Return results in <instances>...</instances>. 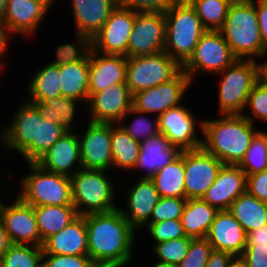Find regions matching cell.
<instances>
[{
  "mask_svg": "<svg viewBox=\"0 0 267 267\" xmlns=\"http://www.w3.org/2000/svg\"><path fill=\"white\" fill-rule=\"evenodd\" d=\"M12 245L8 233L5 231L4 225L0 220V258Z\"/></svg>",
  "mask_w": 267,
  "mask_h": 267,
  "instance_id": "11a10c76",
  "label": "cell"
},
{
  "mask_svg": "<svg viewBox=\"0 0 267 267\" xmlns=\"http://www.w3.org/2000/svg\"><path fill=\"white\" fill-rule=\"evenodd\" d=\"M55 59L45 66H40L33 72L30 81L26 83L27 97L23 98L27 102H43L47 99H52L62 96L60 86L59 72V45L54 51Z\"/></svg>",
  "mask_w": 267,
  "mask_h": 267,
  "instance_id": "f1b7e54d",
  "label": "cell"
},
{
  "mask_svg": "<svg viewBox=\"0 0 267 267\" xmlns=\"http://www.w3.org/2000/svg\"><path fill=\"white\" fill-rule=\"evenodd\" d=\"M215 76L219 78L217 113L219 115L243 114L248 95L261 79V63L255 60L237 59Z\"/></svg>",
  "mask_w": 267,
  "mask_h": 267,
  "instance_id": "8992f818",
  "label": "cell"
},
{
  "mask_svg": "<svg viewBox=\"0 0 267 267\" xmlns=\"http://www.w3.org/2000/svg\"><path fill=\"white\" fill-rule=\"evenodd\" d=\"M166 41L164 51L181 66L190 58L207 31L186 0H177L165 12Z\"/></svg>",
  "mask_w": 267,
  "mask_h": 267,
  "instance_id": "277c9868",
  "label": "cell"
},
{
  "mask_svg": "<svg viewBox=\"0 0 267 267\" xmlns=\"http://www.w3.org/2000/svg\"><path fill=\"white\" fill-rule=\"evenodd\" d=\"M195 9L206 30L219 31L234 0H186Z\"/></svg>",
  "mask_w": 267,
  "mask_h": 267,
  "instance_id": "74e56055",
  "label": "cell"
},
{
  "mask_svg": "<svg viewBox=\"0 0 267 267\" xmlns=\"http://www.w3.org/2000/svg\"><path fill=\"white\" fill-rule=\"evenodd\" d=\"M247 176L238 165H223L202 199L218 211L228 210L246 192Z\"/></svg>",
  "mask_w": 267,
  "mask_h": 267,
  "instance_id": "d4e9b609",
  "label": "cell"
},
{
  "mask_svg": "<svg viewBox=\"0 0 267 267\" xmlns=\"http://www.w3.org/2000/svg\"><path fill=\"white\" fill-rule=\"evenodd\" d=\"M12 202L5 201L0 212L5 231L12 244L41 246L34 206L25 203L18 195ZM14 200V201H13Z\"/></svg>",
  "mask_w": 267,
  "mask_h": 267,
  "instance_id": "2e32d148",
  "label": "cell"
},
{
  "mask_svg": "<svg viewBox=\"0 0 267 267\" xmlns=\"http://www.w3.org/2000/svg\"><path fill=\"white\" fill-rule=\"evenodd\" d=\"M108 172L81 168L70 177L72 203L78 215L107 212L119 207L115 201L116 184Z\"/></svg>",
  "mask_w": 267,
  "mask_h": 267,
  "instance_id": "5b68a950",
  "label": "cell"
},
{
  "mask_svg": "<svg viewBox=\"0 0 267 267\" xmlns=\"http://www.w3.org/2000/svg\"><path fill=\"white\" fill-rule=\"evenodd\" d=\"M234 258L228 252L213 249L205 267H227Z\"/></svg>",
  "mask_w": 267,
  "mask_h": 267,
  "instance_id": "816d5d0a",
  "label": "cell"
},
{
  "mask_svg": "<svg viewBox=\"0 0 267 267\" xmlns=\"http://www.w3.org/2000/svg\"><path fill=\"white\" fill-rule=\"evenodd\" d=\"M217 212L215 207L202 198L187 199L180 219L186 236L205 238Z\"/></svg>",
  "mask_w": 267,
  "mask_h": 267,
  "instance_id": "f546056e",
  "label": "cell"
},
{
  "mask_svg": "<svg viewBox=\"0 0 267 267\" xmlns=\"http://www.w3.org/2000/svg\"><path fill=\"white\" fill-rule=\"evenodd\" d=\"M67 3L72 10L75 27V39L67 44L83 45L102 29L118 0H70Z\"/></svg>",
  "mask_w": 267,
  "mask_h": 267,
  "instance_id": "ac0fdd59",
  "label": "cell"
},
{
  "mask_svg": "<svg viewBox=\"0 0 267 267\" xmlns=\"http://www.w3.org/2000/svg\"><path fill=\"white\" fill-rule=\"evenodd\" d=\"M265 59L264 61L262 60L261 63V78L267 83V54L263 58Z\"/></svg>",
  "mask_w": 267,
  "mask_h": 267,
  "instance_id": "9f6ffc18",
  "label": "cell"
},
{
  "mask_svg": "<svg viewBox=\"0 0 267 267\" xmlns=\"http://www.w3.org/2000/svg\"><path fill=\"white\" fill-rule=\"evenodd\" d=\"M180 153L179 148L173 146L162 133H158L140 142V152L130 172L135 174L134 171H143L144 174L137 177L151 179L159 170L175 160Z\"/></svg>",
  "mask_w": 267,
  "mask_h": 267,
  "instance_id": "4316f807",
  "label": "cell"
},
{
  "mask_svg": "<svg viewBox=\"0 0 267 267\" xmlns=\"http://www.w3.org/2000/svg\"><path fill=\"white\" fill-rule=\"evenodd\" d=\"M219 31L237 59L261 62L267 54L252 0H234Z\"/></svg>",
  "mask_w": 267,
  "mask_h": 267,
  "instance_id": "3957f363",
  "label": "cell"
},
{
  "mask_svg": "<svg viewBox=\"0 0 267 267\" xmlns=\"http://www.w3.org/2000/svg\"><path fill=\"white\" fill-rule=\"evenodd\" d=\"M86 229L88 256L97 267H128L134 261L138 234L119 207L86 215Z\"/></svg>",
  "mask_w": 267,
  "mask_h": 267,
  "instance_id": "6da1fadb",
  "label": "cell"
},
{
  "mask_svg": "<svg viewBox=\"0 0 267 267\" xmlns=\"http://www.w3.org/2000/svg\"><path fill=\"white\" fill-rule=\"evenodd\" d=\"M182 66L165 51L128 58L126 84L131 94L152 88L174 78Z\"/></svg>",
  "mask_w": 267,
  "mask_h": 267,
  "instance_id": "30bf717a",
  "label": "cell"
},
{
  "mask_svg": "<svg viewBox=\"0 0 267 267\" xmlns=\"http://www.w3.org/2000/svg\"><path fill=\"white\" fill-rule=\"evenodd\" d=\"M228 210L246 233L267 224V203L247 191L237 197Z\"/></svg>",
  "mask_w": 267,
  "mask_h": 267,
  "instance_id": "d6a6232c",
  "label": "cell"
},
{
  "mask_svg": "<svg viewBox=\"0 0 267 267\" xmlns=\"http://www.w3.org/2000/svg\"><path fill=\"white\" fill-rule=\"evenodd\" d=\"M212 250L206 238H192L186 256L177 267H205Z\"/></svg>",
  "mask_w": 267,
  "mask_h": 267,
  "instance_id": "f6af8a7d",
  "label": "cell"
},
{
  "mask_svg": "<svg viewBox=\"0 0 267 267\" xmlns=\"http://www.w3.org/2000/svg\"><path fill=\"white\" fill-rule=\"evenodd\" d=\"M219 116L203 119L202 147L224 165H238L260 129L242 114Z\"/></svg>",
  "mask_w": 267,
  "mask_h": 267,
  "instance_id": "7a4b0ae2",
  "label": "cell"
},
{
  "mask_svg": "<svg viewBox=\"0 0 267 267\" xmlns=\"http://www.w3.org/2000/svg\"><path fill=\"white\" fill-rule=\"evenodd\" d=\"M59 72L62 96L89 100V46L87 44H59Z\"/></svg>",
  "mask_w": 267,
  "mask_h": 267,
  "instance_id": "ba28073f",
  "label": "cell"
},
{
  "mask_svg": "<svg viewBox=\"0 0 267 267\" xmlns=\"http://www.w3.org/2000/svg\"><path fill=\"white\" fill-rule=\"evenodd\" d=\"M11 39L7 36L5 29L3 28L2 24L0 23V75L2 74L1 72L5 71L4 68V60L5 54L9 53L7 52L9 50V41Z\"/></svg>",
  "mask_w": 267,
  "mask_h": 267,
  "instance_id": "db71d44e",
  "label": "cell"
},
{
  "mask_svg": "<svg viewBox=\"0 0 267 267\" xmlns=\"http://www.w3.org/2000/svg\"><path fill=\"white\" fill-rule=\"evenodd\" d=\"M21 102L13 111L12 119L0 131V145L6 154L15 151L20 156L35 140L36 106L25 100Z\"/></svg>",
  "mask_w": 267,
  "mask_h": 267,
  "instance_id": "44dd1931",
  "label": "cell"
},
{
  "mask_svg": "<svg viewBox=\"0 0 267 267\" xmlns=\"http://www.w3.org/2000/svg\"><path fill=\"white\" fill-rule=\"evenodd\" d=\"M227 267H245L243 261L239 257H235Z\"/></svg>",
  "mask_w": 267,
  "mask_h": 267,
  "instance_id": "6f0895ef",
  "label": "cell"
},
{
  "mask_svg": "<svg viewBox=\"0 0 267 267\" xmlns=\"http://www.w3.org/2000/svg\"><path fill=\"white\" fill-rule=\"evenodd\" d=\"M166 23L164 12H135L127 58L154 55L164 51Z\"/></svg>",
  "mask_w": 267,
  "mask_h": 267,
  "instance_id": "9a60e30c",
  "label": "cell"
},
{
  "mask_svg": "<svg viewBox=\"0 0 267 267\" xmlns=\"http://www.w3.org/2000/svg\"><path fill=\"white\" fill-rule=\"evenodd\" d=\"M50 9L37 0H7L1 24L7 36L18 35L22 38H33L41 27Z\"/></svg>",
  "mask_w": 267,
  "mask_h": 267,
  "instance_id": "d6986e66",
  "label": "cell"
},
{
  "mask_svg": "<svg viewBox=\"0 0 267 267\" xmlns=\"http://www.w3.org/2000/svg\"><path fill=\"white\" fill-rule=\"evenodd\" d=\"M130 118V122L127 121ZM134 116V117H133ZM150 118V119H149ZM128 122V124H127ZM118 125L134 140L141 142L160 133L159 119L151 114L140 112L131 107L127 114L119 121Z\"/></svg>",
  "mask_w": 267,
  "mask_h": 267,
  "instance_id": "8d00e7d4",
  "label": "cell"
},
{
  "mask_svg": "<svg viewBox=\"0 0 267 267\" xmlns=\"http://www.w3.org/2000/svg\"><path fill=\"white\" fill-rule=\"evenodd\" d=\"M87 122L82 134L77 128L82 168L110 172L113 169L112 123Z\"/></svg>",
  "mask_w": 267,
  "mask_h": 267,
  "instance_id": "5bb4252c",
  "label": "cell"
},
{
  "mask_svg": "<svg viewBox=\"0 0 267 267\" xmlns=\"http://www.w3.org/2000/svg\"><path fill=\"white\" fill-rule=\"evenodd\" d=\"M112 168L124 172L131 171L140 152V142L134 140L119 125L112 123Z\"/></svg>",
  "mask_w": 267,
  "mask_h": 267,
  "instance_id": "d590c367",
  "label": "cell"
},
{
  "mask_svg": "<svg viewBox=\"0 0 267 267\" xmlns=\"http://www.w3.org/2000/svg\"><path fill=\"white\" fill-rule=\"evenodd\" d=\"M152 267H177V265L169 264V263H164L155 260V263H151Z\"/></svg>",
  "mask_w": 267,
  "mask_h": 267,
  "instance_id": "680465c9",
  "label": "cell"
},
{
  "mask_svg": "<svg viewBox=\"0 0 267 267\" xmlns=\"http://www.w3.org/2000/svg\"><path fill=\"white\" fill-rule=\"evenodd\" d=\"M192 112L187 105L181 104L168 109L158 117L160 133L181 151L202 147L203 119L195 118L196 114Z\"/></svg>",
  "mask_w": 267,
  "mask_h": 267,
  "instance_id": "8fae6325",
  "label": "cell"
},
{
  "mask_svg": "<svg viewBox=\"0 0 267 267\" xmlns=\"http://www.w3.org/2000/svg\"><path fill=\"white\" fill-rule=\"evenodd\" d=\"M192 237L184 236L157 243L151 248L157 261L178 265L186 256Z\"/></svg>",
  "mask_w": 267,
  "mask_h": 267,
  "instance_id": "60d3db41",
  "label": "cell"
},
{
  "mask_svg": "<svg viewBox=\"0 0 267 267\" xmlns=\"http://www.w3.org/2000/svg\"><path fill=\"white\" fill-rule=\"evenodd\" d=\"M237 58L220 31L207 30L190 58L182 65V70L193 84L195 75L207 73L215 75L232 65Z\"/></svg>",
  "mask_w": 267,
  "mask_h": 267,
  "instance_id": "9c48e42d",
  "label": "cell"
},
{
  "mask_svg": "<svg viewBox=\"0 0 267 267\" xmlns=\"http://www.w3.org/2000/svg\"><path fill=\"white\" fill-rule=\"evenodd\" d=\"M186 198L160 197L147 223H158L165 220L181 219Z\"/></svg>",
  "mask_w": 267,
  "mask_h": 267,
  "instance_id": "ee69618b",
  "label": "cell"
},
{
  "mask_svg": "<svg viewBox=\"0 0 267 267\" xmlns=\"http://www.w3.org/2000/svg\"><path fill=\"white\" fill-rule=\"evenodd\" d=\"M132 101L133 95L127 84L117 83L89 98L84 106L88 111L85 121L117 124L132 107Z\"/></svg>",
  "mask_w": 267,
  "mask_h": 267,
  "instance_id": "ffe728a7",
  "label": "cell"
},
{
  "mask_svg": "<svg viewBox=\"0 0 267 267\" xmlns=\"http://www.w3.org/2000/svg\"><path fill=\"white\" fill-rule=\"evenodd\" d=\"M239 258L245 267H267V245H246Z\"/></svg>",
  "mask_w": 267,
  "mask_h": 267,
  "instance_id": "c3c4849f",
  "label": "cell"
},
{
  "mask_svg": "<svg viewBox=\"0 0 267 267\" xmlns=\"http://www.w3.org/2000/svg\"><path fill=\"white\" fill-rule=\"evenodd\" d=\"M246 245H267V224L248 232Z\"/></svg>",
  "mask_w": 267,
  "mask_h": 267,
  "instance_id": "f5cc1de1",
  "label": "cell"
},
{
  "mask_svg": "<svg viewBox=\"0 0 267 267\" xmlns=\"http://www.w3.org/2000/svg\"><path fill=\"white\" fill-rule=\"evenodd\" d=\"M184 150L152 178L160 197L186 198L184 184Z\"/></svg>",
  "mask_w": 267,
  "mask_h": 267,
  "instance_id": "e575fe53",
  "label": "cell"
},
{
  "mask_svg": "<svg viewBox=\"0 0 267 267\" xmlns=\"http://www.w3.org/2000/svg\"><path fill=\"white\" fill-rule=\"evenodd\" d=\"M42 267H97L88 255L43 254Z\"/></svg>",
  "mask_w": 267,
  "mask_h": 267,
  "instance_id": "bcb514c9",
  "label": "cell"
},
{
  "mask_svg": "<svg viewBox=\"0 0 267 267\" xmlns=\"http://www.w3.org/2000/svg\"><path fill=\"white\" fill-rule=\"evenodd\" d=\"M6 5H7V0H0V22L5 13Z\"/></svg>",
  "mask_w": 267,
  "mask_h": 267,
  "instance_id": "91938a15",
  "label": "cell"
},
{
  "mask_svg": "<svg viewBox=\"0 0 267 267\" xmlns=\"http://www.w3.org/2000/svg\"><path fill=\"white\" fill-rule=\"evenodd\" d=\"M135 11L117 5L102 29L87 43L94 51L105 55L127 57L128 42L133 31Z\"/></svg>",
  "mask_w": 267,
  "mask_h": 267,
  "instance_id": "4fadbf2b",
  "label": "cell"
},
{
  "mask_svg": "<svg viewBox=\"0 0 267 267\" xmlns=\"http://www.w3.org/2000/svg\"><path fill=\"white\" fill-rule=\"evenodd\" d=\"M34 213L41 237V247L48 237L60 232L78 216L74 205L34 206Z\"/></svg>",
  "mask_w": 267,
  "mask_h": 267,
  "instance_id": "1f68e13d",
  "label": "cell"
},
{
  "mask_svg": "<svg viewBox=\"0 0 267 267\" xmlns=\"http://www.w3.org/2000/svg\"><path fill=\"white\" fill-rule=\"evenodd\" d=\"M35 163L47 171L73 176L82 168L78 133L63 134Z\"/></svg>",
  "mask_w": 267,
  "mask_h": 267,
  "instance_id": "603a6c76",
  "label": "cell"
},
{
  "mask_svg": "<svg viewBox=\"0 0 267 267\" xmlns=\"http://www.w3.org/2000/svg\"><path fill=\"white\" fill-rule=\"evenodd\" d=\"M42 248L43 254L88 255L86 215H78L60 232L48 237Z\"/></svg>",
  "mask_w": 267,
  "mask_h": 267,
  "instance_id": "83f0119b",
  "label": "cell"
},
{
  "mask_svg": "<svg viewBox=\"0 0 267 267\" xmlns=\"http://www.w3.org/2000/svg\"><path fill=\"white\" fill-rule=\"evenodd\" d=\"M215 250L240 257L246 246L247 233L229 210L218 211L205 237Z\"/></svg>",
  "mask_w": 267,
  "mask_h": 267,
  "instance_id": "484cf974",
  "label": "cell"
},
{
  "mask_svg": "<svg viewBox=\"0 0 267 267\" xmlns=\"http://www.w3.org/2000/svg\"><path fill=\"white\" fill-rule=\"evenodd\" d=\"M145 228L149 233L153 247L155 244L186 236L180 219L165 220L158 223H146L140 230ZM152 239V240H151ZM154 242V243H153Z\"/></svg>",
  "mask_w": 267,
  "mask_h": 267,
  "instance_id": "7bdbcfd3",
  "label": "cell"
},
{
  "mask_svg": "<svg viewBox=\"0 0 267 267\" xmlns=\"http://www.w3.org/2000/svg\"><path fill=\"white\" fill-rule=\"evenodd\" d=\"M224 164L203 147L184 150L186 199L202 198Z\"/></svg>",
  "mask_w": 267,
  "mask_h": 267,
  "instance_id": "e0dca14e",
  "label": "cell"
},
{
  "mask_svg": "<svg viewBox=\"0 0 267 267\" xmlns=\"http://www.w3.org/2000/svg\"><path fill=\"white\" fill-rule=\"evenodd\" d=\"M246 110H250V113ZM242 115L254 125L255 121L267 122V83L262 78L253 86L248 95L245 112Z\"/></svg>",
  "mask_w": 267,
  "mask_h": 267,
  "instance_id": "b9f144b4",
  "label": "cell"
},
{
  "mask_svg": "<svg viewBox=\"0 0 267 267\" xmlns=\"http://www.w3.org/2000/svg\"><path fill=\"white\" fill-rule=\"evenodd\" d=\"M34 104L40 111L44 120L59 124L66 132H76L75 119L79 117L78 107L82 101L58 96L43 102H29ZM78 110V111H77ZM78 112V113H77ZM77 113V116H75Z\"/></svg>",
  "mask_w": 267,
  "mask_h": 267,
  "instance_id": "4dcf8cb0",
  "label": "cell"
},
{
  "mask_svg": "<svg viewBox=\"0 0 267 267\" xmlns=\"http://www.w3.org/2000/svg\"><path fill=\"white\" fill-rule=\"evenodd\" d=\"M128 58L105 55L89 47V98L117 83H126Z\"/></svg>",
  "mask_w": 267,
  "mask_h": 267,
  "instance_id": "cb8c5ba5",
  "label": "cell"
},
{
  "mask_svg": "<svg viewBox=\"0 0 267 267\" xmlns=\"http://www.w3.org/2000/svg\"><path fill=\"white\" fill-rule=\"evenodd\" d=\"M37 1H40L42 2L45 6H47L49 9H51L55 4V2H57V0H37ZM54 3V4H53Z\"/></svg>",
  "mask_w": 267,
  "mask_h": 267,
  "instance_id": "94428289",
  "label": "cell"
},
{
  "mask_svg": "<svg viewBox=\"0 0 267 267\" xmlns=\"http://www.w3.org/2000/svg\"><path fill=\"white\" fill-rule=\"evenodd\" d=\"M177 0H118V5L135 12H165Z\"/></svg>",
  "mask_w": 267,
  "mask_h": 267,
  "instance_id": "7dc6e473",
  "label": "cell"
},
{
  "mask_svg": "<svg viewBox=\"0 0 267 267\" xmlns=\"http://www.w3.org/2000/svg\"><path fill=\"white\" fill-rule=\"evenodd\" d=\"M246 191L267 203V170L247 176Z\"/></svg>",
  "mask_w": 267,
  "mask_h": 267,
  "instance_id": "681fc988",
  "label": "cell"
},
{
  "mask_svg": "<svg viewBox=\"0 0 267 267\" xmlns=\"http://www.w3.org/2000/svg\"><path fill=\"white\" fill-rule=\"evenodd\" d=\"M66 131L53 121H46L36 107L35 140L20 154L27 163H35Z\"/></svg>",
  "mask_w": 267,
  "mask_h": 267,
  "instance_id": "836d02e7",
  "label": "cell"
},
{
  "mask_svg": "<svg viewBox=\"0 0 267 267\" xmlns=\"http://www.w3.org/2000/svg\"><path fill=\"white\" fill-rule=\"evenodd\" d=\"M258 18L261 41L267 51V0H252Z\"/></svg>",
  "mask_w": 267,
  "mask_h": 267,
  "instance_id": "f907efd6",
  "label": "cell"
},
{
  "mask_svg": "<svg viewBox=\"0 0 267 267\" xmlns=\"http://www.w3.org/2000/svg\"><path fill=\"white\" fill-rule=\"evenodd\" d=\"M41 246L12 244L1 257L2 267H42Z\"/></svg>",
  "mask_w": 267,
  "mask_h": 267,
  "instance_id": "ab89813d",
  "label": "cell"
},
{
  "mask_svg": "<svg viewBox=\"0 0 267 267\" xmlns=\"http://www.w3.org/2000/svg\"><path fill=\"white\" fill-rule=\"evenodd\" d=\"M1 195L2 194H0V212L2 210V207H3L4 203H5L4 198L2 199V196Z\"/></svg>",
  "mask_w": 267,
  "mask_h": 267,
  "instance_id": "6125c7cd",
  "label": "cell"
},
{
  "mask_svg": "<svg viewBox=\"0 0 267 267\" xmlns=\"http://www.w3.org/2000/svg\"><path fill=\"white\" fill-rule=\"evenodd\" d=\"M267 129L259 130L251 139L250 145L238 166L246 176L267 170Z\"/></svg>",
  "mask_w": 267,
  "mask_h": 267,
  "instance_id": "f35d334b",
  "label": "cell"
},
{
  "mask_svg": "<svg viewBox=\"0 0 267 267\" xmlns=\"http://www.w3.org/2000/svg\"><path fill=\"white\" fill-rule=\"evenodd\" d=\"M191 85L189 77L181 70L171 80L133 94L132 107L159 117L168 109L181 105Z\"/></svg>",
  "mask_w": 267,
  "mask_h": 267,
  "instance_id": "7c38bea8",
  "label": "cell"
},
{
  "mask_svg": "<svg viewBox=\"0 0 267 267\" xmlns=\"http://www.w3.org/2000/svg\"><path fill=\"white\" fill-rule=\"evenodd\" d=\"M28 164V165H27ZM28 174L20 176L18 196L31 206L73 205L70 177L53 173L36 163H27Z\"/></svg>",
  "mask_w": 267,
  "mask_h": 267,
  "instance_id": "52a82bcc",
  "label": "cell"
},
{
  "mask_svg": "<svg viewBox=\"0 0 267 267\" xmlns=\"http://www.w3.org/2000/svg\"><path fill=\"white\" fill-rule=\"evenodd\" d=\"M127 191L124 206L119 209L124 218L138 232L149 220L152 211L160 200V195L151 179L137 178Z\"/></svg>",
  "mask_w": 267,
  "mask_h": 267,
  "instance_id": "7402d4cb",
  "label": "cell"
}]
</instances>
